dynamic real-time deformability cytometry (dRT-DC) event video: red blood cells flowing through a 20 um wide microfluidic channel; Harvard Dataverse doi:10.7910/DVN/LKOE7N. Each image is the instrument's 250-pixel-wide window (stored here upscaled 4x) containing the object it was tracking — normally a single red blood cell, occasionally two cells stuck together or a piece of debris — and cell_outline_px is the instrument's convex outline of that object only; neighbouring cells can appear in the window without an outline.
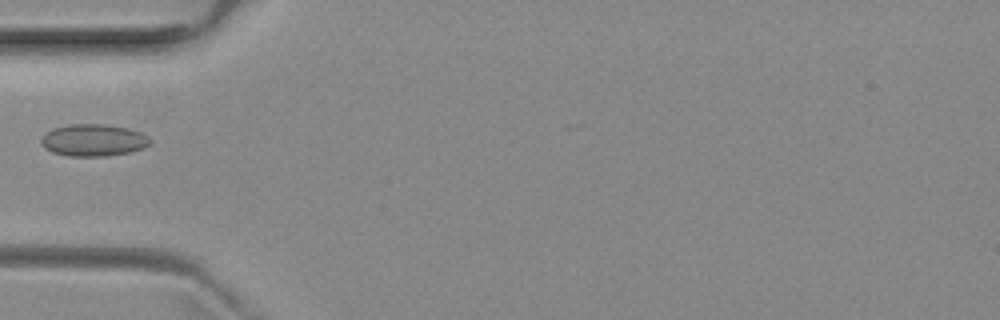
{"species": "common noctule bat (a hibernating species)", "species_latin": "Nyctalus noctula", "temperature_condition": "room temperature", "stored_images_in_passage": 3, "camera_frame_rate_fps": 3000, "um_per_image_px": 0.085, "animal": {"sex": "female", "body_mass_g": 29.2, "forearm_length_mm": 56.3}, "frame": {"image": 1, "passage_image": 3, "time_ms": 2.333, "image_size_px": [1000, 320], "cell_outline_px": [[152, 144], [144, 148], [128, 152], [104, 156], [68, 156], [52, 152], [44, 148], [40, 144], [40, 140], [44, 132], [52, 128], [68, 124], [104, 124], [128, 128], [140, 132], [148, 136], [152, 140]], "centroid_in_image_um": [7.92, 11.91], "position_along_channel_um": 77.1, "area_um2": 20.63}}